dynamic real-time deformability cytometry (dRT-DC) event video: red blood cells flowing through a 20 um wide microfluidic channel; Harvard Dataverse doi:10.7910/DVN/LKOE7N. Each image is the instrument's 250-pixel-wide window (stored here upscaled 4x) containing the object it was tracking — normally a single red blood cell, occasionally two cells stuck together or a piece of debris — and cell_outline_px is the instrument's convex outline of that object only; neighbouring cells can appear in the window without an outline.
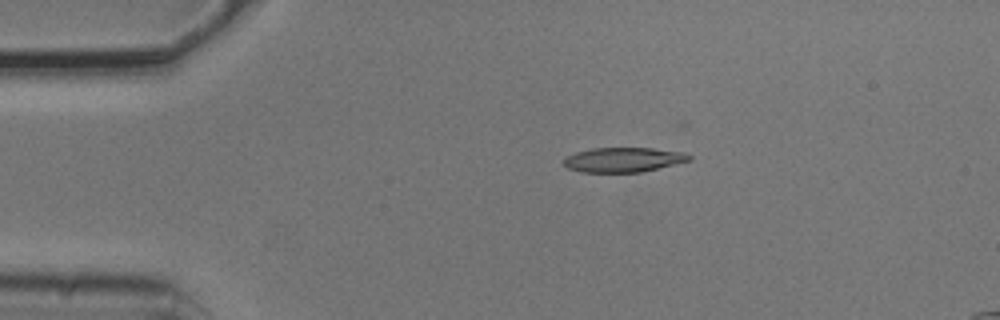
{"species": "common noctule bat (a hibernating species)", "species_latin": "Nyctalus noctula", "temperature_condition": "cold", "stored_images_in_passage": 5, "camera_frame_rate_fps": 3000, "um_per_image_px": 0.085, "animal": {"sex": "male", "body_mass_g": 20.5, "forearm_length_mm": 52.5}, "frame": {"image": 1, "passage_image": 3, "time_ms": 0.667, "image_size_px": [1000, 320], "cell_outline_px": [[692, 160], [640, 172], [580, 172], [568, 168], [564, 164], [564, 156], [576, 152], [592, 148], [652, 148], [684, 152], [692, 156]], "centroid_in_image_um": [52.98, 13.57], "position_along_channel_um": 32.0, "area_um2": 18.03}}